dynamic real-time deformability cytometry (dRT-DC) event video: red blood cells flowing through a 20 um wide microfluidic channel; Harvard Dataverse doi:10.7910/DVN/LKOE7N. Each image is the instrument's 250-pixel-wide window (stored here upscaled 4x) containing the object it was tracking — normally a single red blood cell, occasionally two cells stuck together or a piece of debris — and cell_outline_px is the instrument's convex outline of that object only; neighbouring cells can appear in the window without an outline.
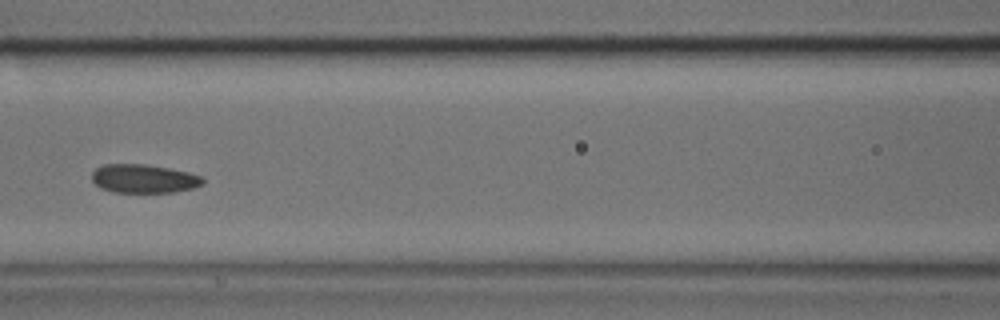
{"species": "common noctule bat (a hibernating species)", "species_latin": "Nyctalus noctula", "temperature_condition": "cold", "stored_images_in_passage": 44, "camera_frame_rate_fps": 3000, "um_per_image_px": 0.085, "animal": {"sex": "male", "body_mass_g": 17.9, "forearm_length_mm": 54.2}, "frame": {"image": 1, "passage_image": 16, "time_ms": 5.0, "image_size_px": [1000, 320], "cell_outline_px": [[204, 184], [192, 188], [176, 192], [112, 192], [100, 188], [92, 180], [92, 172], [96, 168], [104, 164], [148, 164], [188, 172], [200, 176], [204, 180]], "centroid_in_image_um": [12.21, 15.18], "position_along_channel_um": 154.4, "area_um2": 18.55}}
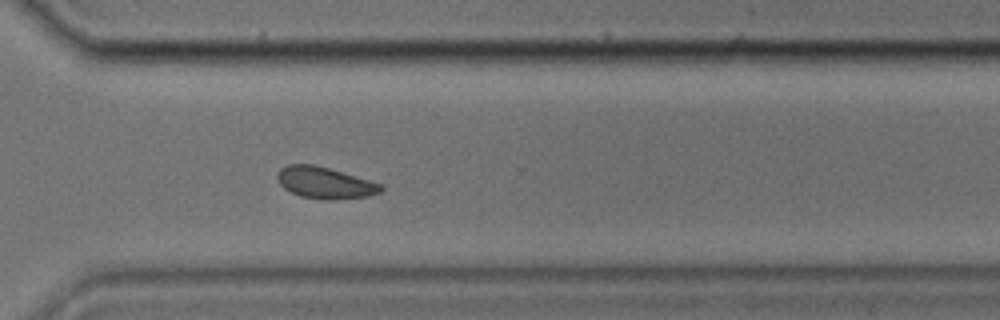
{"frame": {"image": 2, "passage_image": 30, "time_ms": 9.667, "image_size_px": [1000, 320], "cell_outline_px": [[384, 188], [380, 192], [368, 196], [332, 200], [324, 200], [300, 196], [284, 188], [280, 184], [276, 176], [280, 168], [288, 164], [312, 164], [328, 168], [384, 184]], "centroid_in_image_um": [27.62, 15.54], "position_along_channel_um": 343.0, "area_um2": 19.07}}
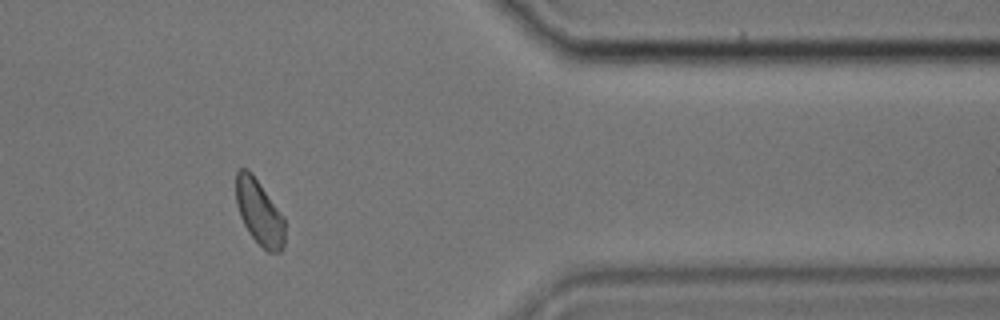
{"frame": {"image": 3, "passage_image": 35, "time_ms": 11.333, "image_size_px": [1000, 320], "cell_outline_px": [[284, 244], [280, 252], [268, 252], [248, 232], [240, 216], [236, 204], [236, 172], [240, 168], [248, 168], [252, 172], [284, 216]], "centroid_in_image_um": [22.03, 18.01], "position_along_channel_um": 389.4, "area_um2": 18.61}}